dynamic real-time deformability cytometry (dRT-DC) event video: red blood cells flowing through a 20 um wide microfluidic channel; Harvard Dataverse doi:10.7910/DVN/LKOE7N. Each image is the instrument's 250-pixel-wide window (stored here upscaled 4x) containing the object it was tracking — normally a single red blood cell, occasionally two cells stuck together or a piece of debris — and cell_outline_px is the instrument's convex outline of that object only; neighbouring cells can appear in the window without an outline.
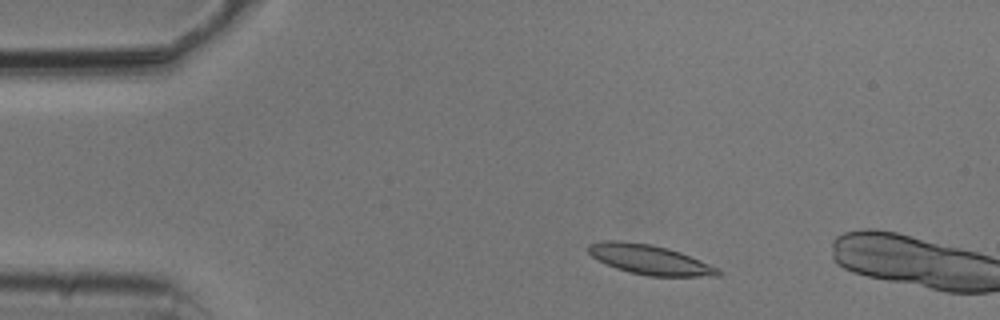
{"species": "common noctule bat (a hibernating species)", "species_latin": "Nyctalus noctula", "temperature_condition": "cold", "stored_images_in_passage": 9, "camera_frame_rate_fps": 3000, "um_per_image_px": 0.085, "animal": {"sex": "male", "body_mass_g": 20.5, "forearm_length_mm": 52.5}, "frame": {"image": 1, "passage_image": 6, "time_ms": 1.667, "image_size_px": [1000, 320], "cell_outline_px": [[724, 272], [720, 276], [648, 276], [628, 272], [616, 268], [592, 256], [588, 252], [588, 244], [604, 240], [620, 240], [652, 244], [668, 248], [680, 252], [720, 268]], "centroid_in_image_um": [55.26, 22.06], "position_along_channel_um": 29.7, "area_um2": 22.54}}